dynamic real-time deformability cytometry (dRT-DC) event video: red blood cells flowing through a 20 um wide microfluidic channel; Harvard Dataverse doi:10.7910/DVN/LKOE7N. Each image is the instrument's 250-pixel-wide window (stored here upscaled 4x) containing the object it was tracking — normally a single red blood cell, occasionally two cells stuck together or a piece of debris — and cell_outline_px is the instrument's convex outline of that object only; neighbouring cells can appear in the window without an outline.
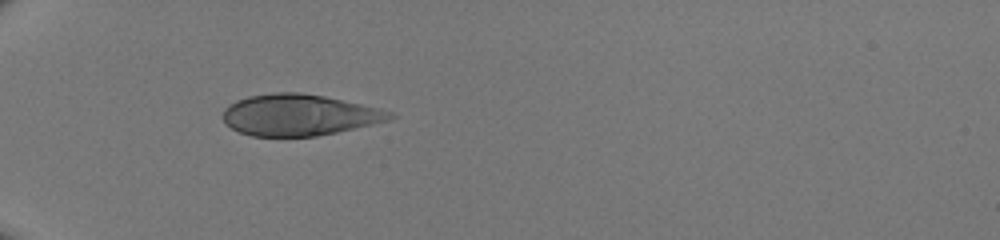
{"species": "human", "species_latin": "Homo sapiens", "temperature_condition": "room temperature", "stored_images_in_passage": 32, "camera_frame_rate_fps": 3000, "um_per_image_px": 0.085, "donor": {"sex": "male"}, "frame": {"image": 1, "passage_image": 1, "time_ms": 0.0, "image_size_px": [1000, 240], "cell_outline_px": [[396, 116], [388, 120], [372, 124], [336, 132], [316, 136], [252, 136], [240, 132], [224, 124], [224, 108], [228, 104], [236, 100], [248, 96], [272, 92], [300, 92], [324, 96], [380, 108], [392, 112]], "centroid_in_image_um": [25.39, 9.76], "position_along_channel_um": 59.6, "area_um2": 40.11}}
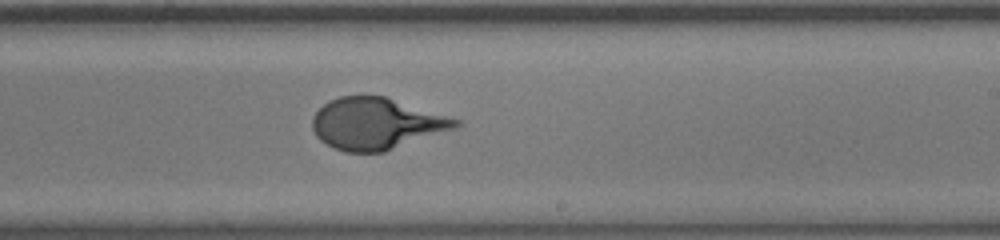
{"frame": {"image": 2, "passage_image": 16, "time_ms": 5.0, "image_size_px": [1000, 240], "cell_outline_px": [[460, 124], [456, 128], [384, 152], [344, 152], [332, 148], [320, 140], [316, 136], [312, 128], [312, 116], [328, 100], [340, 96], [384, 96], [448, 116], [460, 120]], "centroid_in_image_um": [31.95, 10.52], "position_along_channel_um": 257.1, "area_um2": 42.95}}
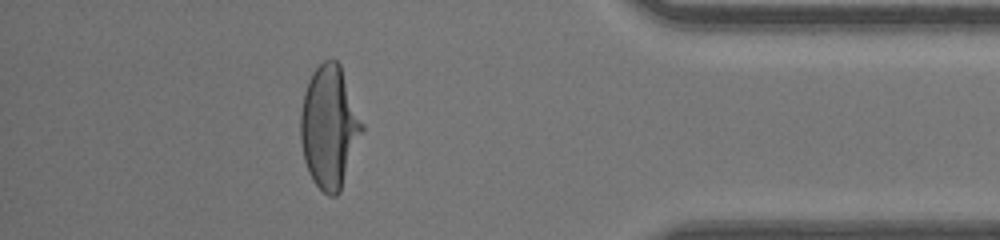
{"frame": {"image": 3, "passage_image": 28, "time_ms": 9.0, "image_size_px": [1000, 240], "cell_outline_px": [[364, 128], [340, 192], [336, 196], [328, 196], [312, 180], [308, 172], [304, 160], [300, 140], [300, 112], [304, 92], [308, 80], [312, 72], [324, 60], [336, 60], [340, 64], [364, 124]], "centroid_in_image_um": [27.98, 10.79], "position_along_channel_um": 407.2, "area_um2": 43.99}}